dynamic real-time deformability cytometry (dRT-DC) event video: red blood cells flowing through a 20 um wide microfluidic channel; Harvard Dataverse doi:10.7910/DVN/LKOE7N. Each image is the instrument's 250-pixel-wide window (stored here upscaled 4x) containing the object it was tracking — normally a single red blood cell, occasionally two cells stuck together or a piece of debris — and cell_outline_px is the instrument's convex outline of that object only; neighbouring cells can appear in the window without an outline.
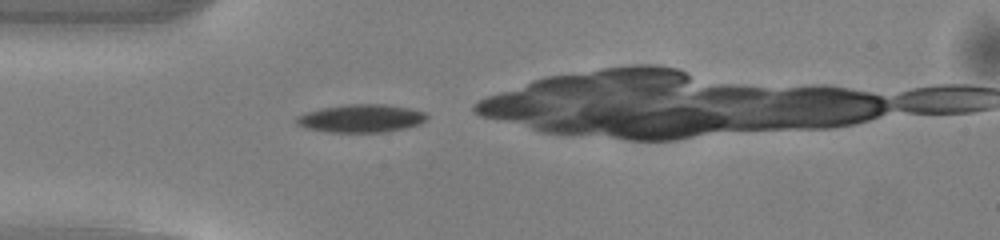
{"species": "common noctule bat (a hibernating species)", "species_latin": "Nyctalus noctula", "temperature_condition": "warm", "stored_images_in_passage": 11, "camera_frame_rate_fps": 3000, "um_per_image_px": 0.085, "animal": {"sex": "male", "body_mass_g": 13.0, "forearm_length_mm": 53.1}, "frame": {"image": 1, "passage_image": 1, "time_ms": 0.0, "image_size_px": [1000, 240], "cell_outline_px": [[428, 120], [420, 124], [404, 128], [384, 132], [328, 132], [308, 128], [296, 124], [296, 116], [304, 112], [320, 108], [348, 104], [388, 104], [408, 108], [424, 112], [428, 116]], "centroid_in_image_um": [30.69, 10.05], "position_along_channel_um": 54.3, "area_um2": 21.39}}
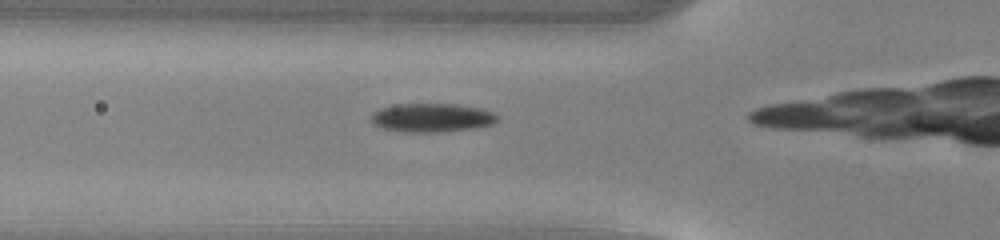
{"frame": {"image": 2, "passage_image": 4, "time_ms": 1.0, "image_size_px": [1000, 240], "cell_outline_px": [[496, 120], [492, 124], [468, 128], [440, 132], [404, 132], [384, 128], [376, 124], [372, 120], [372, 112], [380, 108], [400, 104], [456, 104], [480, 108], [492, 112], [496, 116]], "centroid_in_image_um": [36.68, 9.99], "position_along_channel_um": 89.1, "area_um2": 20.63}}
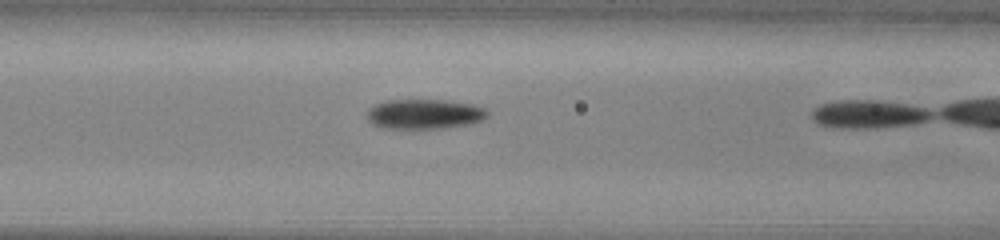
{"frame": {"image": 3, "passage_image": 7, "time_ms": 2.0, "image_size_px": [1000, 240], "cell_outline_px": [[488, 116], [484, 120], [468, 124], [440, 128], [388, 128], [376, 124], [368, 120], [368, 108], [384, 100], [444, 100], [472, 104], [484, 108], [488, 112]], "centroid_in_image_um": [36.1, 9.68], "position_along_channel_um": 130.5, "area_um2": 20.69}}